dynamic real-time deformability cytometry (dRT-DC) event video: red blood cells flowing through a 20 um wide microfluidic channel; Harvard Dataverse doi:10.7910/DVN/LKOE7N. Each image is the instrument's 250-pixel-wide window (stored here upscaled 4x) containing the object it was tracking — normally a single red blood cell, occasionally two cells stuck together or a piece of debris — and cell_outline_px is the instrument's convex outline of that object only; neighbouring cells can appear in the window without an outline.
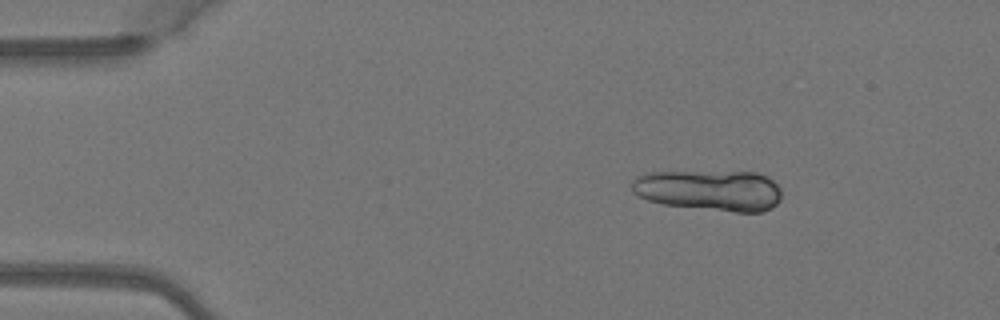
{"species": "Egyptian fruit bat (a non-hibernating species)", "species_latin": "Rousettus aegyptiacus", "temperature_condition": "warm", "stored_images_in_passage": 5, "camera_frame_rate_fps": 3000, "um_per_image_px": 0.085, "animal": {"sex": "female"}, "frame": {"image": 1, "passage_image": 3, "time_ms": 0.667, "image_size_px": [1000, 320], "cell_outline_px": [[780, 200], [772, 208], [764, 212], [736, 212], [660, 204], [648, 200], [632, 192], [632, 180], [636, 176], [644, 172], [756, 172], [768, 176], [780, 188]], "centroid_in_image_um": [60.3, 16.17], "position_along_channel_um": 24.7, "area_um2": 35.95}}